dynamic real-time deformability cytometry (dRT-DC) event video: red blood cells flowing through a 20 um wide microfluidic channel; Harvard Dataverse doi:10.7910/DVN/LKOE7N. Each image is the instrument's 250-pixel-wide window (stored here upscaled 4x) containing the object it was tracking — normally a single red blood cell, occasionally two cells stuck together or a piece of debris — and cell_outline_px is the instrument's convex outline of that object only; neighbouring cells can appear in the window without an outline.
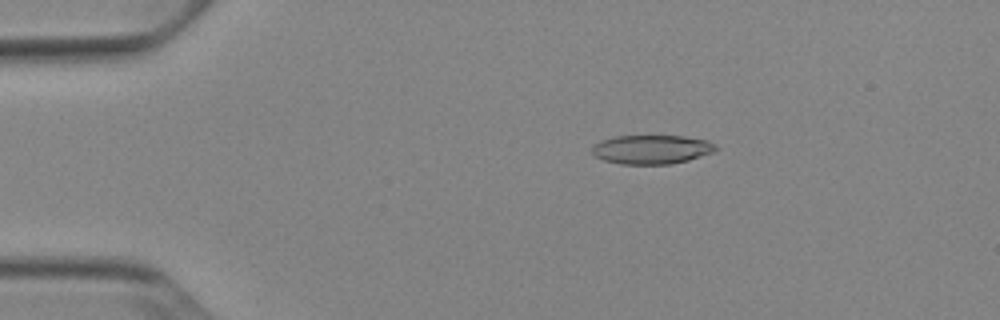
{"species": "Egyptian fruit bat (a non-hibernating species)", "species_latin": "Rousettus aegyptiacus", "temperature_condition": "cold", "stored_images_in_passage": 52, "camera_frame_rate_fps": 3000, "um_per_image_px": 0.085, "animal": {"sex": "female"}, "frame": {"image": 1, "passage_image": 10, "time_ms": 3.0, "image_size_px": [1000, 320], "cell_outline_px": [[720, 148], [712, 152], [688, 160], [672, 164], [620, 164], [604, 160], [596, 156], [592, 152], [592, 148], [600, 140], [616, 136], [684, 136], [708, 140], [716, 144]], "centroid_in_image_um": [55.42, 12.7], "position_along_channel_um": 29.6, "area_um2": 20.92}}
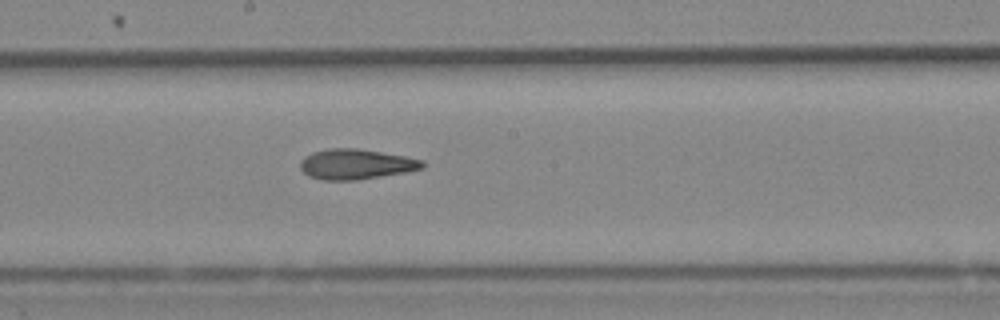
{"frame": {"image": 2, "passage_image": 29, "time_ms": 9.333, "image_size_px": [1000, 320], "cell_outline_px": [[424, 168], [404, 172], [356, 180], [320, 180], [308, 176], [300, 168], [300, 160], [304, 156], [312, 152], [328, 148], [356, 148], [404, 156], [424, 160]], "centroid_in_image_um": [30.21, 13.95], "position_along_channel_um": 218.0, "area_um2": 21.5}}
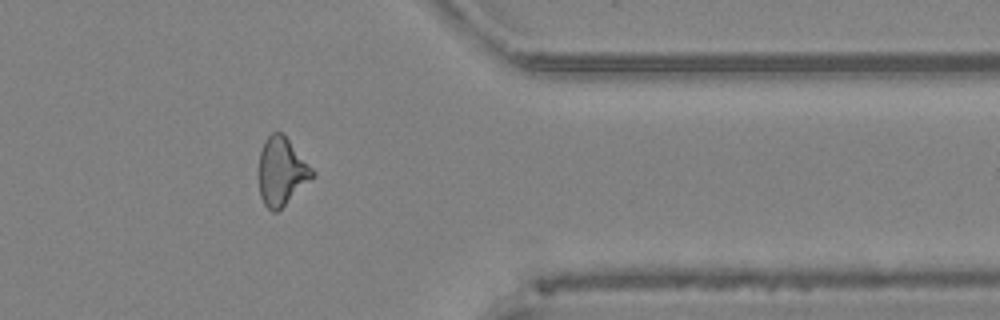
{"frame": {"image": 3, "passage_image": 43, "time_ms": 14.0, "image_size_px": [1000, 320], "cell_outline_px": [[316, 176], [276, 212], [272, 212], [264, 204], [260, 196], [256, 176], [256, 172], [260, 152], [264, 140], [272, 132], [280, 132], [288, 140], [316, 172]], "centroid_in_image_um": [23.89, 14.59], "position_along_channel_um": 387.5, "area_um2": 21.56}, "authors_computed_cell_mechanics": {"area_um2": 21.5016, "velocity_mm_per_s": 3.9019, "shape_relaxation_time_tau1_ms": 9.4885, "shape_relaxation_time_tau2_ms": 4.4185, "deformation_change_tau1": 0.2373, "deformation_change_tau2": 0.1548}}